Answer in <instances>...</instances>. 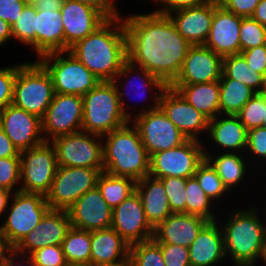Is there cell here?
<instances>
[{
  "label": "cell",
  "mask_w": 266,
  "mask_h": 266,
  "mask_svg": "<svg viewBox=\"0 0 266 266\" xmlns=\"http://www.w3.org/2000/svg\"><path fill=\"white\" fill-rule=\"evenodd\" d=\"M12 38L11 25L0 18V46L4 47Z\"/></svg>",
  "instance_id": "58"
},
{
  "label": "cell",
  "mask_w": 266,
  "mask_h": 266,
  "mask_svg": "<svg viewBox=\"0 0 266 266\" xmlns=\"http://www.w3.org/2000/svg\"><path fill=\"white\" fill-rule=\"evenodd\" d=\"M211 1L212 0H154V4L158 5L159 9H154L152 12L168 16L172 12L191 7H199Z\"/></svg>",
  "instance_id": "49"
},
{
  "label": "cell",
  "mask_w": 266,
  "mask_h": 266,
  "mask_svg": "<svg viewBox=\"0 0 266 266\" xmlns=\"http://www.w3.org/2000/svg\"><path fill=\"white\" fill-rule=\"evenodd\" d=\"M67 266H95V265L89 263V264H68Z\"/></svg>",
  "instance_id": "64"
},
{
  "label": "cell",
  "mask_w": 266,
  "mask_h": 266,
  "mask_svg": "<svg viewBox=\"0 0 266 266\" xmlns=\"http://www.w3.org/2000/svg\"><path fill=\"white\" fill-rule=\"evenodd\" d=\"M168 16L186 41L191 45H204L214 17V0L199 7L172 12Z\"/></svg>",
  "instance_id": "25"
},
{
  "label": "cell",
  "mask_w": 266,
  "mask_h": 266,
  "mask_svg": "<svg viewBox=\"0 0 266 266\" xmlns=\"http://www.w3.org/2000/svg\"><path fill=\"white\" fill-rule=\"evenodd\" d=\"M18 64L0 68V112L12 104Z\"/></svg>",
  "instance_id": "47"
},
{
  "label": "cell",
  "mask_w": 266,
  "mask_h": 266,
  "mask_svg": "<svg viewBox=\"0 0 266 266\" xmlns=\"http://www.w3.org/2000/svg\"><path fill=\"white\" fill-rule=\"evenodd\" d=\"M60 10H36V56L65 51Z\"/></svg>",
  "instance_id": "28"
},
{
  "label": "cell",
  "mask_w": 266,
  "mask_h": 266,
  "mask_svg": "<svg viewBox=\"0 0 266 266\" xmlns=\"http://www.w3.org/2000/svg\"><path fill=\"white\" fill-rule=\"evenodd\" d=\"M20 175V157L0 158V188L13 193L20 191V187L16 188L21 183Z\"/></svg>",
  "instance_id": "44"
},
{
  "label": "cell",
  "mask_w": 266,
  "mask_h": 266,
  "mask_svg": "<svg viewBox=\"0 0 266 266\" xmlns=\"http://www.w3.org/2000/svg\"><path fill=\"white\" fill-rule=\"evenodd\" d=\"M25 5L22 0H0V18L12 26Z\"/></svg>",
  "instance_id": "52"
},
{
  "label": "cell",
  "mask_w": 266,
  "mask_h": 266,
  "mask_svg": "<svg viewBox=\"0 0 266 266\" xmlns=\"http://www.w3.org/2000/svg\"><path fill=\"white\" fill-rule=\"evenodd\" d=\"M129 245L153 238L154 228L147 221L142 201L135 190L112 211V225Z\"/></svg>",
  "instance_id": "17"
},
{
  "label": "cell",
  "mask_w": 266,
  "mask_h": 266,
  "mask_svg": "<svg viewBox=\"0 0 266 266\" xmlns=\"http://www.w3.org/2000/svg\"><path fill=\"white\" fill-rule=\"evenodd\" d=\"M125 77H126V79H128L127 77H129V79L126 80L127 83L124 86L125 88H123V85L120 82L122 80L124 81ZM130 77H131V79L133 77L134 82H133V80L131 81ZM112 82L116 87L121 109L129 121L134 116H137V115L142 114L144 112L159 108L161 94L168 87L161 79L156 77L153 73H150L145 68H141L139 66L132 64L129 60H127L123 64L121 70L118 72V74L112 80ZM135 82H138L139 85L137 86L138 83H135ZM128 86L130 89H128ZM133 86L134 87L136 86L135 94L141 98L144 96L143 98H145V100L147 99V97H149V96H145L146 95L145 93L149 92L148 95H150V97L153 95L152 96L153 104L149 107L148 106L144 107L143 110L141 109V111H137L138 109H136V112H135V110L132 112L130 107L127 104L128 102H126V101L129 100L128 97L133 96L132 93H133V91H135V90H133ZM129 90H130L131 95L129 93ZM150 92H152V93H150ZM126 95H128V97ZM125 97L127 100H125ZM132 113H134L135 115L134 114L132 115Z\"/></svg>",
  "instance_id": "13"
},
{
  "label": "cell",
  "mask_w": 266,
  "mask_h": 266,
  "mask_svg": "<svg viewBox=\"0 0 266 266\" xmlns=\"http://www.w3.org/2000/svg\"><path fill=\"white\" fill-rule=\"evenodd\" d=\"M95 266H132L130 259L120 262L118 264H112V265H95Z\"/></svg>",
  "instance_id": "61"
},
{
  "label": "cell",
  "mask_w": 266,
  "mask_h": 266,
  "mask_svg": "<svg viewBox=\"0 0 266 266\" xmlns=\"http://www.w3.org/2000/svg\"><path fill=\"white\" fill-rule=\"evenodd\" d=\"M130 121L138 130L149 156L177 147L187 140L160 107L134 116Z\"/></svg>",
  "instance_id": "14"
},
{
  "label": "cell",
  "mask_w": 266,
  "mask_h": 266,
  "mask_svg": "<svg viewBox=\"0 0 266 266\" xmlns=\"http://www.w3.org/2000/svg\"><path fill=\"white\" fill-rule=\"evenodd\" d=\"M239 34L241 52L266 44V27L252 17H242Z\"/></svg>",
  "instance_id": "42"
},
{
  "label": "cell",
  "mask_w": 266,
  "mask_h": 266,
  "mask_svg": "<svg viewBox=\"0 0 266 266\" xmlns=\"http://www.w3.org/2000/svg\"><path fill=\"white\" fill-rule=\"evenodd\" d=\"M130 245L112 228L91 231L93 265H112L129 259Z\"/></svg>",
  "instance_id": "29"
},
{
  "label": "cell",
  "mask_w": 266,
  "mask_h": 266,
  "mask_svg": "<svg viewBox=\"0 0 266 266\" xmlns=\"http://www.w3.org/2000/svg\"><path fill=\"white\" fill-rule=\"evenodd\" d=\"M20 157V151L0 128V158Z\"/></svg>",
  "instance_id": "54"
},
{
  "label": "cell",
  "mask_w": 266,
  "mask_h": 266,
  "mask_svg": "<svg viewBox=\"0 0 266 266\" xmlns=\"http://www.w3.org/2000/svg\"><path fill=\"white\" fill-rule=\"evenodd\" d=\"M204 142L205 140L203 141L205 159L216 170L217 175L221 178L222 183L231 194L232 191L235 190L234 187H239L240 185H242L241 183H245V179L247 177L246 175L251 172L248 171L249 169H247L251 167L250 163L246 162V160L248 159L243 155L244 153H216L215 151L214 153H212V149L211 151L210 149L208 150V148L205 147L206 144ZM246 163L249 164V166Z\"/></svg>",
  "instance_id": "31"
},
{
  "label": "cell",
  "mask_w": 266,
  "mask_h": 266,
  "mask_svg": "<svg viewBox=\"0 0 266 266\" xmlns=\"http://www.w3.org/2000/svg\"><path fill=\"white\" fill-rule=\"evenodd\" d=\"M2 266H35V265L29 255L19 254L15 250H13L11 254L4 260Z\"/></svg>",
  "instance_id": "55"
},
{
  "label": "cell",
  "mask_w": 266,
  "mask_h": 266,
  "mask_svg": "<svg viewBox=\"0 0 266 266\" xmlns=\"http://www.w3.org/2000/svg\"><path fill=\"white\" fill-rule=\"evenodd\" d=\"M194 177L199 182L205 194L216 203L215 205H218V200V203H220V200L223 197L226 198V195L230 193L222 183L221 178L217 175L216 170L206 159L197 167Z\"/></svg>",
  "instance_id": "39"
},
{
  "label": "cell",
  "mask_w": 266,
  "mask_h": 266,
  "mask_svg": "<svg viewBox=\"0 0 266 266\" xmlns=\"http://www.w3.org/2000/svg\"><path fill=\"white\" fill-rule=\"evenodd\" d=\"M89 6H93L100 10L107 18H111L120 14L116 2L114 0H73Z\"/></svg>",
  "instance_id": "53"
},
{
  "label": "cell",
  "mask_w": 266,
  "mask_h": 266,
  "mask_svg": "<svg viewBox=\"0 0 266 266\" xmlns=\"http://www.w3.org/2000/svg\"><path fill=\"white\" fill-rule=\"evenodd\" d=\"M266 115V98L256 93L236 114L247 130L262 127Z\"/></svg>",
  "instance_id": "41"
},
{
  "label": "cell",
  "mask_w": 266,
  "mask_h": 266,
  "mask_svg": "<svg viewBox=\"0 0 266 266\" xmlns=\"http://www.w3.org/2000/svg\"><path fill=\"white\" fill-rule=\"evenodd\" d=\"M122 18L127 36L128 60L170 86L179 75L192 45L177 31L167 15L151 11L148 14L124 15Z\"/></svg>",
  "instance_id": "1"
},
{
  "label": "cell",
  "mask_w": 266,
  "mask_h": 266,
  "mask_svg": "<svg viewBox=\"0 0 266 266\" xmlns=\"http://www.w3.org/2000/svg\"><path fill=\"white\" fill-rule=\"evenodd\" d=\"M159 244L165 266H191L189 248L175 244Z\"/></svg>",
  "instance_id": "48"
},
{
  "label": "cell",
  "mask_w": 266,
  "mask_h": 266,
  "mask_svg": "<svg viewBox=\"0 0 266 266\" xmlns=\"http://www.w3.org/2000/svg\"><path fill=\"white\" fill-rule=\"evenodd\" d=\"M82 131L103 136L127 124L115 85L100 81L83 97Z\"/></svg>",
  "instance_id": "5"
},
{
  "label": "cell",
  "mask_w": 266,
  "mask_h": 266,
  "mask_svg": "<svg viewBox=\"0 0 266 266\" xmlns=\"http://www.w3.org/2000/svg\"><path fill=\"white\" fill-rule=\"evenodd\" d=\"M82 96L55 93L45 115L41 119L45 141L82 131Z\"/></svg>",
  "instance_id": "15"
},
{
  "label": "cell",
  "mask_w": 266,
  "mask_h": 266,
  "mask_svg": "<svg viewBox=\"0 0 266 266\" xmlns=\"http://www.w3.org/2000/svg\"><path fill=\"white\" fill-rule=\"evenodd\" d=\"M20 191L46 196L58 167L56 152L50 141L20 152Z\"/></svg>",
  "instance_id": "9"
},
{
  "label": "cell",
  "mask_w": 266,
  "mask_h": 266,
  "mask_svg": "<svg viewBox=\"0 0 266 266\" xmlns=\"http://www.w3.org/2000/svg\"><path fill=\"white\" fill-rule=\"evenodd\" d=\"M219 104L221 115H236L242 107L256 94L243 82L226 78L221 74L219 79Z\"/></svg>",
  "instance_id": "33"
},
{
  "label": "cell",
  "mask_w": 266,
  "mask_h": 266,
  "mask_svg": "<svg viewBox=\"0 0 266 266\" xmlns=\"http://www.w3.org/2000/svg\"><path fill=\"white\" fill-rule=\"evenodd\" d=\"M65 36V51L84 39L108 18L97 8L73 0H64L60 9Z\"/></svg>",
  "instance_id": "21"
},
{
  "label": "cell",
  "mask_w": 266,
  "mask_h": 266,
  "mask_svg": "<svg viewBox=\"0 0 266 266\" xmlns=\"http://www.w3.org/2000/svg\"><path fill=\"white\" fill-rule=\"evenodd\" d=\"M208 222L209 220L198 215L172 213L154 228L153 239L157 243L189 248Z\"/></svg>",
  "instance_id": "24"
},
{
  "label": "cell",
  "mask_w": 266,
  "mask_h": 266,
  "mask_svg": "<svg viewBox=\"0 0 266 266\" xmlns=\"http://www.w3.org/2000/svg\"><path fill=\"white\" fill-rule=\"evenodd\" d=\"M136 182L129 177L114 176L103 171L97 180V187L111 209L117 207L135 191Z\"/></svg>",
  "instance_id": "35"
},
{
  "label": "cell",
  "mask_w": 266,
  "mask_h": 266,
  "mask_svg": "<svg viewBox=\"0 0 266 266\" xmlns=\"http://www.w3.org/2000/svg\"><path fill=\"white\" fill-rule=\"evenodd\" d=\"M213 201L205 194L195 177L186 180V214L204 217L209 221H216L217 213L213 210Z\"/></svg>",
  "instance_id": "37"
},
{
  "label": "cell",
  "mask_w": 266,
  "mask_h": 266,
  "mask_svg": "<svg viewBox=\"0 0 266 266\" xmlns=\"http://www.w3.org/2000/svg\"><path fill=\"white\" fill-rule=\"evenodd\" d=\"M240 54L251 69L266 77V44L242 51Z\"/></svg>",
  "instance_id": "50"
},
{
  "label": "cell",
  "mask_w": 266,
  "mask_h": 266,
  "mask_svg": "<svg viewBox=\"0 0 266 266\" xmlns=\"http://www.w3.org/2000/svg\"><path fill=\"white\" fill-rule=\"evenodd\" d=\"M13 250L14 247L9 243L5 235L0 230V266L3 265L4 260Z\"/></svg>",
  "instance_id": "56"
},
{
  "label": "cell",
  "mask_w": 266,
  "mask_h": 266,
  "mask_svg": "<svg viewBox=\"0 0 266 266\" xmlns=\"http://www.w3.org/2000/svg\"><path fill=\"white\" fill-rule=\"evenodd\" d=\"M38 61L50 73L54 91L59 94L84 96L100 80L71 52H52L41 56Z\"/></svg>",
  "instance_id": "7"
},
{
  "label": "cell",
  "mask_w": 266,
  "mask_h": 266,
  "mask_svg": "<svg viewBox=\"0 0 266 266\" xmlns=\"http://www.w3.org/2000/svg\"><path fill=\"white\" fill-rule=\"evenodd\" d=\"M55 91L50 73L37 60L18 64L12 104L43 118Z\"/></svg>",
  "instance_id": "6"
},
{
  "label": "cell",
  "mask_w": 266,
  "mask_h": 266,
  "mask_svg": "<svg viewBox=\"0 0 266 266\" xmlns=\"http://www.w3.org/2000/svg\"><path fill=\"white\" fill-rule=\"evenodd\" d=\"M135 190L141 198L146 219L153 228L172 214L160 179L145 176L136 182Z\"/></svg>",
  "instance_id": "30"
},
{
  "label": "cell",
  "mask_w": 266,
  "mask_h": 266,
  "mask_svg": "<svg viewBox=\"0 0 266 266\" xmlns=\"http://www.w3.org/2000/svg\"><path fill=\"white\" fill-rule=\"evenodd\" d=\"M245 156H249L250 159H253V157L257 159L259 166H261L260 164L262 163L266 165V128L256 127L248 130Z\"/></svg>",
  "instance_id": "46"
},
{
  "label": "cell",
  "mask_w": 266,
  "mask_h": 266,
  "mask_svg": "<svg viewBox=\"0 0 266 266\" xmlns=\"http://www.w3.org/2000/svg\"><path fill=\"white\" fill-rule=\"evenodd\" d=\"M12 38L29 46L36 53V8L25 5L18 19L11 26Z\"/></svg>",
  "instance_id": "38"
},
{
  "label": "cell",
  "mask_w": 266,
  "mask_h": 266,
  "mask_svg": "<svg viewBox=\"0 0 266 266\" xmlns=\"http://www.w3.org/2000/svg\"><path fill=\"white\" fill-rule=\"evenodd\" d=\"M26 5H34L38 0H22Z\"/></svg>",
  "instance_id": "63"
},
{
  "label": "cell",
  "mask_w": 266,
  "mask_h": 266,
  "mask_svg": "<svg viewBox=\"0 0 266 266\" xmlns=\"http://www.w3.org/2000/svg\"><path fill=\"white\" fill-rule=\"evenodd\" d=\"M50 143L55 148L58 166L104 169L100 135L79 131L57 136Z\"/></svg>",
  "instance_id": "10"
},
{
  "label": "cell",
  "mask_w": 266,
  "mask_h": 266,
  "mask_svg": "<svg viewBox=\"0 0 266 266\" xmlns=\"http://www.w3.org/2000/svg\"><path fill=\"white\" fill-rule=\"evenodd\" d=\"M64 0H38L34 6L36 10H60Z\"/></svg>",
  "instance_id": "57"
},
{
  "label": "cell",
  "mask_w": 266,
  "mask_h": 266,
  "mask_svg": "<svg viewBox=\"0 0 266 266\" xmlns=\"http://www.w3.org/2000/svg\"><path fill=\"white\" fill-rule=\"evenodd\" d=\"M168 197L172 213L186 214V180L181 177H166L160 179Z\"/></svg>",
  "instance_id": "43"
},
{
  "label": "cell",
  "mask_w": 266,
  "mask_h": 266,
  "mask_svg": "<svg viewBox=\"0 0 266 266\" xmlns=\"http://www.w3.org/2000/svg\"><path fill=\"white\" fill-rule=\"evenodd\" d=\"M102 141L105 172L135 182L149 176L150 156L131 121L103 135Z\"/></svg>",
  "instance_id": "4"
},
{
  "label": "cell",
  "mask_w": 266,
  "mask_h": 266,
  "mask_svg": "<svg viewBox=\"0 0 266 266\" xmlns=\"http://www.w3.org/2000/svg\"><path fill=\"white\" fill-rule=\"evenodd\" d=\"M159 107L187 139L204 140L201 135L207 134L209 119L189 104L177 90L168 86L161 94Z\"/></svg>",
  "instance_id": "16"
},
{
  "label": "cell",
  "mask_w": 266,
  "mask_h": 266,
  "mask_svg": "<svg viewBox=\"0 0 266 266\" xmlns=\"http://www.w3.org/2000/svg\"><path fill=\"white\" fill-rule=\"evenodd\" d=\"M71 226L67 210L49 209L35 230H31L14 250L19 254L30 255L45 246L61 245Z\"/></svg>",
  "instance_id": "19"
},
{
  "label": "cell",
  "mask_w": 266,
  "mask_h": 266,
  "mask_svg": "<svg viewBox=\"0 0 266 266\" xmlns=\"http://www.w3.org/2000/svg\"><path fill=\"white\" fill-rule=\"evenodd\" d=\"M242 17L226 10L214 0V17L205 46L222 58L241 53L240 25Z\"/></svg>",
  "instance_id": "23"
},
{
  "label": "cell",
  "mask_w": 266,
  "mask_h": 266,
  "mask_svg": "<svg viewBox=\"0 0 266 266\" xmlns=\"http://www.w3.org/2000/svg\"><path fill=\"white\" fill-rule=\"evenodd\" d=\"M104 169L58 166L48 194L50 209L67 210L87 191L97 186Z\"/></svg>",
  "instance_id": "12"
},
{
  "label": "cell",
  "mask_w": 266,
  "mask_h": 266,
  "mask_svg": "<svg viewBox=\"0 0 266 266\" xmlns=\"http://www.w3.org/2000/svg\"><path fill=\"white\" fill-rule=\"evenodd\" d=\"M206 135V136H205ZM210 144L219 147L216 152L244 153L247 148L248 130L236 115H218L209 120L207 134Z\"/></svg>",
  "instance_id": "27"
},
{
  "label": "cell",
  "mask_w": 266,
  "mask_h": 266,
  "mask_svg": "<svg viewBox=\"0 0 266 266\" xmlns=\"http://www.w3.org/2000/svg\"><path fill=\"white\" fill-rule=\"evenodd\" d=\"M254 206L238 210L233 208L234 211L226 215L228 218L219 223L226 259L230 258L234 266H257L258 262L265 261L266 215L260 219L259 209Z\"/></svg>",
  "instance_id": "3"
},
{
  "label": "cell",
  "mask_w": 266,
  "mask_h": 266,
  "mask_svg": "<svg viewBox=\"0 0 266 266\" xmlns=\"http://www.w3.org/2000/svg\"><path fill=\"white\" fill-rule=\"evenodd\" d=\"M262 127L266 128V115H265V119L263 120Z\"/></svg>",
  "instance_id": "65"
},
{
  "label": "cell",
  "mask_w": 266,
  "mask_h": 266,
  "mask_svg": "<svg viewBox=\"0 0 266 266\" xmlns=\"http://www.w3.org/2000/svg\"><path fill=\"white\" fill-rule=\"evenodd\" d=\"M112 211L97 186L67 209L72 227L87 231L111 228Z\"/></svg>",
  "instance_id": "22"
},
{
  "label": "cell",
  "mask_w": 266,
  "mask_h": 266,
  "mask_svg": "<svg viewBox=\"0 0 266 266\" xmlns=\"http://www.w3.org/2000/svg\"><path fill=\"white\" fill-rule=\"evenodd\" d=\"M222 74L226 78L243 82L246 86L260 93L265 76L251 69L241 55H229L222 58Z\"/></svg>",
  "instance_id": "34"
},
{
  "label": "cell",
  "mask_w": 266,
  "mask_h": 266,
  "mask_svg": "<svg viewBox=\"0 0 266 266\" xmlns=\"http://www.w3.org/2000/svg\"><path fill=\"white\" fill-rule=\"evenodd\" d=\"M218 219L209 221L189 246L191 266H218L225 260L224 237Z\"/></svg>",
  "instance_id": "26"
},
{
  "label": "cell",
  "mask_w": 266,
  "mask_h": 266,
  "mask_svg": "<svg viewBox=\"0 0 266 266\" xmlns=\"http://www.w3.org/2000/svg\"><path fill=\"white\" fill-rule=\"evenodd\" d=\"M170 87L177 90L189 104L209 120L220 115L219 81L192 85H170Z\"/></svg>",
  "instance_id": "32"
},
{
  "label": "cell",
  "mask_w": 266,
  "mask_h": 266,
  "mask_svg": "<svg viewBox=\"0 0 266 266\" xmlns=\"http://www.w3.org/2000/svg\"><path fill=\"white\" fill-rule=\"evenodd\" d=\"M129 259L132 266H165L161 246L153 238L130 245Z\"/></svg>",
  "instance_id": "40"
},
{
  "label": "cell",
  "mask_w": 266,
  "mask_h": 266,
  "mask_svg": "<svg viewBox=\"0 0 266 266\" xmlns=\"http://www.w3.org/2000/svg\"><path fill=\"white\" fill-rule=\"evenodd\" d=\"M260 94L266 98V77L264 79L262 90L260 91Z\"/></svg>",
  "instance_id": "62"
},
{
  "label": "cell",
  "mask_w": 266,
  "mask_h": 266,
  "mask_svg": "<svg viewBox=\"0 0 266 266\" xmlns=\"http://www.w3.org/2000/svg\"><path fill=\"white\" fill-rule=\"evenodd\" d=\"M0 128L20 152L45 142L41 118L13 104L0 112Z\"/></svg>",
  "instance_id": "18"
},
{
  "label": "cell",
  "mask_w": 266,
  "mask_h": 266,
  "mask_svg": "<svg viewBox=\"0 0 266 266\" xmlns=\"http://www.w3.org/2000/svg\"><path fill=\"white\" fill-rule=\"evenodd\" d=\"M251 17L266 27V0H261L258 3Z\"/></svg>",
  "instance_id": "59"
},
{
  "label": "cell",
  "mask_w": 266,
  "mask_h": 266,
  "mask_svg": "<svg viewBox=\"0 0 266 266\" xmlns=\"http://www.w3.org/2000/svg\"><path fill=\"white\" fill-rule=\"evenodd\" d=\"M226 10L240 17H251L261 0H218Z\"/></svg>",
  "instance_id": "51"
},
{
  "label": "cell",
  "mask_w": 266,
  "mask_h": 266,
  "mask_svg": "<svg viewBox=\"0 0 266 266\" xmlns=\"http://www.w3.org/2000/svg\"><path fill=\"white\" fill-rule=\"evenodd\" d=\"M10 201L0 230L15 248L31 230H35L50 207L45 196L22 191L14 192Z\"/></svg>",
  "instance_id": "8"
},
{
  "label": "cell",
  "mask_w": 266,
  "mask_h": 266,
  "mask_svg": "<svg viewBox=\"0 0 266 266\" xmlns=\"http://www.w3.org/2000/svg\"><path fill=\"white\" fill-rule=\"evenodd\" d=\"M71 52L100 81H112L128 60L127 36L122 14L108 18Z\"/></svg>",
  "instance_id": "2"
},
{
  "label": "cell",
  "mask_w": 266,
  "mask_h": 266,
  "mask_svg": "<svg viewBox=\"0 0 266 266\" xmlns=\"http://www.w3.org/2000/svg\"><path fill=\"white\" fill-rule=\"evenodd\" d=\"M222 57L205 45H192L184 59L181 71L171 85H192L219 81Z\"/></svg>",
  "instance_id": "20"
},
{
  "label": "cell",
  "mask_w": 266,
  "mask_h": 266,
  "mask_svg": "<svg viewBox=\"0 0 266 266\" xmlns=\"http://www.w3.org/2000/svg\"><path fill=\"white\" fill-rule=\"evenodd\" d=\"M205 160L203 141L187 139L169 150L158 151L150 156L149 176L191 178Z\"/></svg>",
  "instance_id": "11"
},
{
  "label": "cell",
  "mask_w": 266,
  "mask_h": 266,
  "mask_svg": "<svg viewBox=\"0 0 266 266\" xmlns=\"http://www.w3.org/2000/svg\"><path fill=\"white\" fill-rule=\"evenodd\" d=\"M61 246L68 264L90 263L91 231L71 226Z\"/></svg>",
  "instance_id": "36"
},
{
  "label": "cell",
  "mask_w": 266,
  "mask_h": 266,
  "mask_svg": "<svg viewBox=\"0 0 266 266\" xmlns=\"http://www.w3.org/2000/svg\"><path fill=\"white\" fill-rule=\"evenodd\" d=\"M35 266H67L61 245H49L37 249L30 255Z\"/></svg>",
  "instance_id": "45"
},
{
  "label": "cell",
  "mask_w": 266,
  "mask_h": 266,
  "mask_svg": "<svg viewBox=\"0 0 266 266\" xmlns=\"http://www.w3.org/2000/svg\"><path fill=\"white\" fill-rule=\"evenodd\" d=\"M13 192L10 190L0 188V219L6 212L8 204Z\"/></svg>",
  "instance_id": "60"
}]
</instances>
